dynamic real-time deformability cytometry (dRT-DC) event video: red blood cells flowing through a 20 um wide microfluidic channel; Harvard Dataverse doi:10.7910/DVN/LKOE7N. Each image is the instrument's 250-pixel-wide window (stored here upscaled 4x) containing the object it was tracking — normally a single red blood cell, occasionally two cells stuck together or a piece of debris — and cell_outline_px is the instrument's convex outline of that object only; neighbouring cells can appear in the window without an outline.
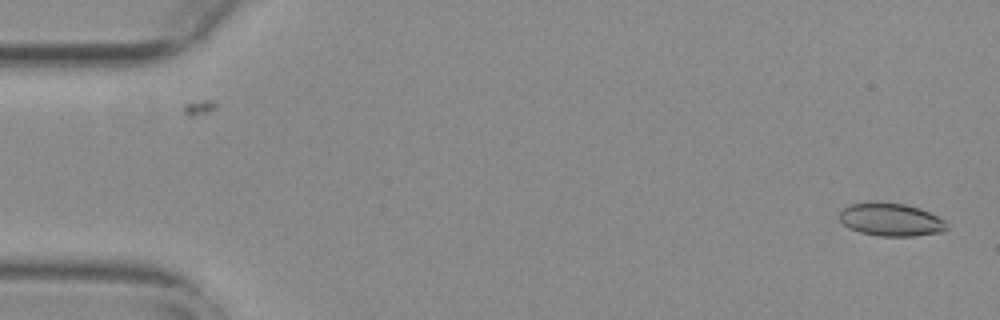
{"species": "common noctule bat (a hibernating species)", "species_latin": "Nyctalus noctula", "temperature_condition": "warm", "stored_images_in_passage": 49, "camera_frame_rate_fps": 3000, "um_per_image_px": 0.085, "animal": {"sex": "female", "body_mass_g": 29.2, "forearm_length_mm": 56.3}, "frame": {"image": 1, "passage_image": 1, "time_ms": 0.0, "image_size_px": [1000, 320], "cell_outline_px": [[948, 228], [944, 232], [916, 236], [876, 236], [860, 232], [848, 228], [840, 220], [840, 212], [848, 204], [868, 200], [880, 200], [904, 204], [920, 208], [944, 220], [948, 224]], "centroid_in_image_um": [75.7, 18.64], "position_along_channel_um": 9.3, "area_um2": 21.21}}
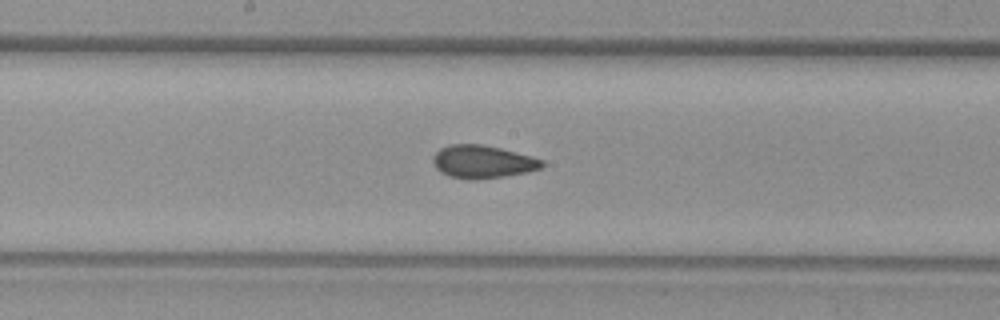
{"frame": {"image": 2, "passage_image": 28, "time_ms": 9.0, "image_size_px": [1000, 320], "cell_outline_px": [[544, 164], [540, 168], [528, 172], [504, 176], [476, 180], [472, 180], [448, 176], [440, 172], [436, 168], [432, 160], [432, 156], [440, 148], [448, 144], [480, 144], [500, 148], [532, 156], [544, 160]], "centroid_in_image_um": [41.0, 13.75], "position_along_channel_um": 207.2, "area_um2": 21.04}}
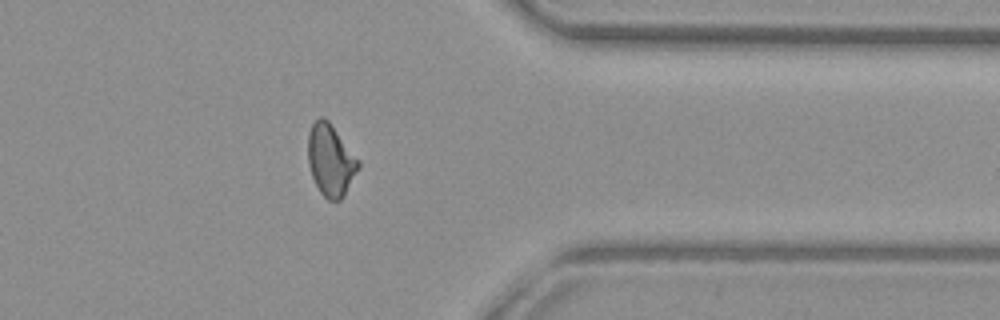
{"frame": {"image": 3, "passage_image": 43, "time_ms": 14.0, "image_size_px": [1000, 320], "cell_outline_px": [[360, 168], [344, 196], [340, 200], [328, 200], [320, 192], [312, 176], [308, 164], [308, 132], [312, 124], [320, 116], [324, 116], [328, 120], [360, 160]], "centroid_in_image_um": [28.12, 13.61], "position_along_channel_um": 383.3, "area_um2": 21.21}, "authors_computed_cell_mechanics": {"area_um2": 20.9236, "velocity_mm_per_s": 3.779, "shape_relaxation_time_tau1_ms": null, "shape_relaxation_time_tau2_ms": 1.6935, "deformation_change_tau1": null, "deformation_change_tau2": 0.067}}